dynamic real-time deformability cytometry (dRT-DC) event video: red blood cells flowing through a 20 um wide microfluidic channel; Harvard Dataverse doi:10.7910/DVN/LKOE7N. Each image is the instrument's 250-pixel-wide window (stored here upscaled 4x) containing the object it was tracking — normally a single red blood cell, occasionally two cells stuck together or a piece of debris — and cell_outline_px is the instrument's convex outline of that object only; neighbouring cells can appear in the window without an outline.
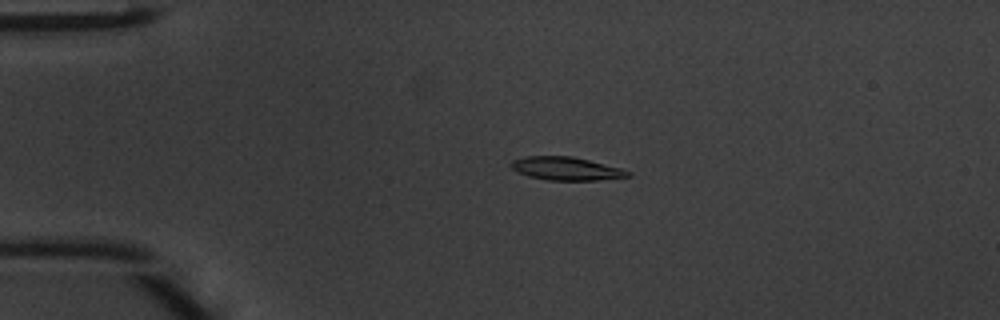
{"species": "common noctule bat (a hibernating species)", "species_latin": "Nyctalus noctula", "temperature_condition": "warm", "stored_images_in_passage": 40, "camera_frame_rate_fps": 3000, "um_per_image_px": 0.085, "animal": {"sex": "male", "body_mass_g": 20.1, "forearm_length_mm": 53.5}, "frame": {"image": 1, "passage_image": 3, "time_ms": 0.667, "image_size_px": [1000, 320], "cell_outline_px": [[632, 176], [596, 180], [548, 180], [528, 176], [512, 168], [512, 160], [524, 156], [572, 156], [620, 168], [632, 172]], "centroid_in_image_um": [48.14, 14.33], "position_along_channel_um": 36.9, "area_um2": 15.61}}
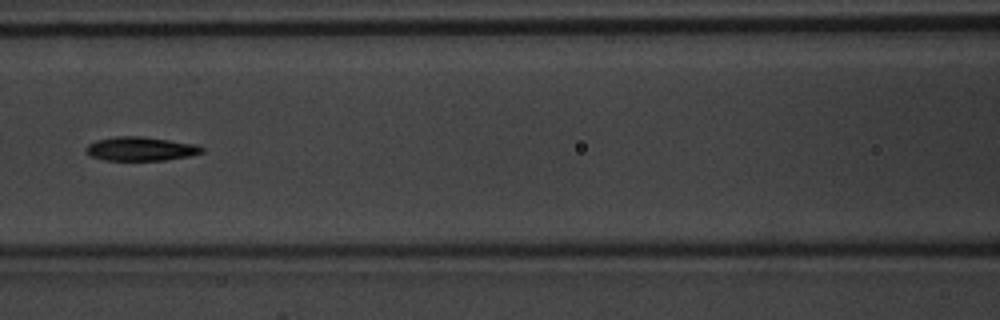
{"frame": {"image": 2, "passage_image": 14, "time_ms": 4.333, "image_size_px": [1000, 320], "cell_outline_px": [[204, 152], [192, 156], [164, 160], [104, 160], [92, 156], [84, 148], [88, 144], [96, 140], [116, 136], [140, 136], [196, 144], [204, 148]], "centroid_in_image_um": [11.98, 12.65], "position_along_channel_um": 154.6, "area_um2": 16.13}}
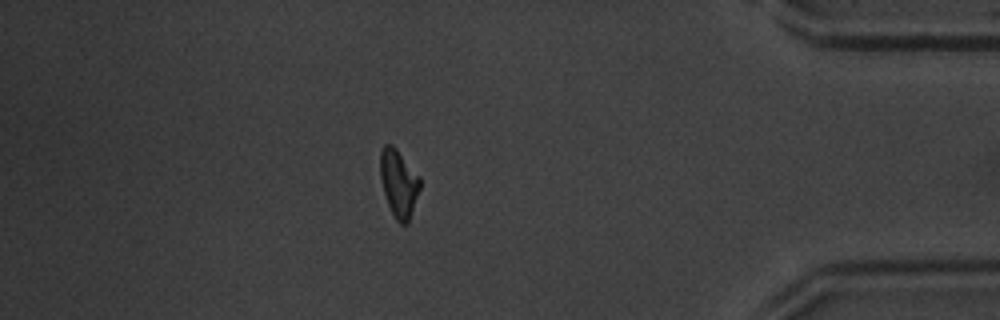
{"frame": {"image": 3, "passage_image": 34, "time_ms": 11.0, "image_size_px": [1000, 320], "cell_outline_px": [[420, 188], [408, 224], [400, 224], [396, 220], [388, 204], [384, 192], [380, 176], [380, 152], [384, 144], [392, 144], [396, 148], [420, 176]], "centroid_in_image_um": [33.9, 15.56], "position_along_channel_um": 401.3, "area_um2": 15.61}, "authors_computed_cell_mechanics": {"area_um2": 15.7505, "velocity_mm_per_s": 4.2453, "shape_relaxation_time_tau1_ms": 2.4709, "shape_relaxation_time_tau2_ms": 8.7876, "deformation_change_tau1": 0.1433, "deformation_change_tau2": 0.202}}